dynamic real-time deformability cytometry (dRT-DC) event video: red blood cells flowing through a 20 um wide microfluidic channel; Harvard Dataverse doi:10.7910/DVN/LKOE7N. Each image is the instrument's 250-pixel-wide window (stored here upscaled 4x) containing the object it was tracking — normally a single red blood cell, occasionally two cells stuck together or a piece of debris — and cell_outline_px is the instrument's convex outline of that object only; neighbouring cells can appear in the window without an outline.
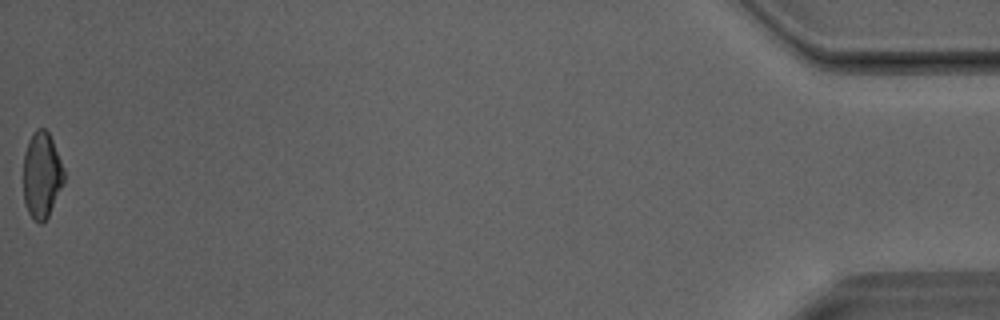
{"species": "Egyptian fruit bat (a non-hibernating species)", "species_latin": "Rousettus aegyptiacus", "temperature_condition": "room temperature", "stored_images_in_passage": 28, "camera_frame_rate_fps": 3000, "um_per_image_px": 0.085, "animal": {"sex": "male"}, "frame": {"image": 1, "passage_image": 28, "time_ms": 9.0, "image_size_px": [1000, 320], "cell_outline_px": [[64, 184], [48, 216], [40, 224], [28, 212], [24, 204], [24, 152], [28, 140], [32, 132], [36, 128], [44, 128], [48, 132], [52, 140], [64, 168]], "centroid_in_image_um": [3.55, 14.86], "position_along_channel_um": 431.7, "area_um2": 20.4}}